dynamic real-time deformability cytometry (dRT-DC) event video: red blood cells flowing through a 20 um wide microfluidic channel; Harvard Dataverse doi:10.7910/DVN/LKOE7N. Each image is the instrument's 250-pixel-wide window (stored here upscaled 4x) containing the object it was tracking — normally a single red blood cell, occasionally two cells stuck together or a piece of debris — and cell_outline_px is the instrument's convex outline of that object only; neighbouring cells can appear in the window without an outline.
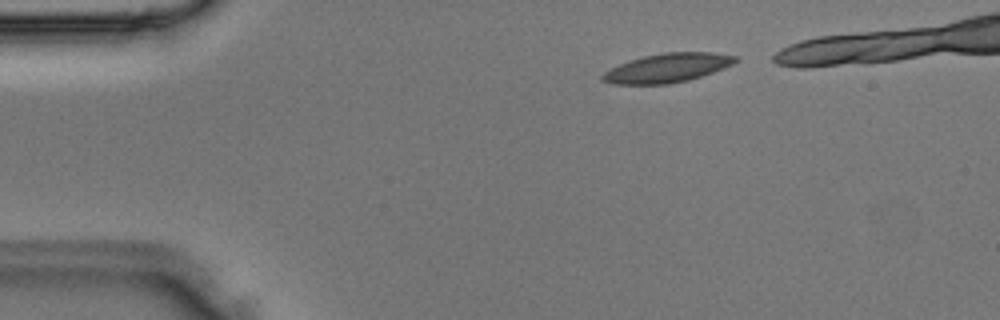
{"species": "Egyptian fruit bat (a non-hibernating species)", "species_latin": "Rousettus aegyptiacus", "temperature_condition": "room temperature", "stored_images_in_passage": 3, "camera_frame_rate_fps": 3000, "um_per_image_px": 0.085, "animal": {"sex": "male"}, "frame": {"image": 1, "passage_image": 1, "time_ms": 0.0, "image_size_px": [1000, 320], "cell_outline_px": [[740, 60], [724, 68], [688, 80], [668, 84], [612, 84], [600, 80], [600, 76], [604, 72], [620, 64], [644, 56], [664, 52], [712, 52], [736, 56]], "centroid_in_image_um": [56.73, 5.77], "position_along_channel_um": 28.3, "area_um2": 22.31}}